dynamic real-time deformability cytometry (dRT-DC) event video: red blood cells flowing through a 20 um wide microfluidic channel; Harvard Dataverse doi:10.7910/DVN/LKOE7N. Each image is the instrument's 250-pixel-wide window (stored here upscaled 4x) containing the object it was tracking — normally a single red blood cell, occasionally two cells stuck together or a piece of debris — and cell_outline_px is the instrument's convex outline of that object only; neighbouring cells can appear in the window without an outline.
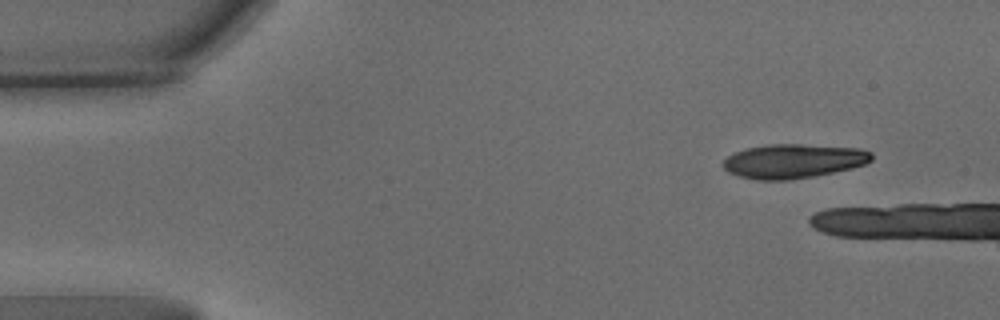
{"species": "common noctule bat (a hibernating species)", "species_latin": "Nyctalus noctula", "temperature_condition": "warm", "stored_images_in_passage": 6, "camera_frame_rate_fps": 3000, "um_per_image_px": 0.085, "animal": {"sex": "male", "body_mass_g": 15.6}, "frame": {"image": 1, "passage_image": 1, "time_ms": 0.0, "image_size_px": [1000, 320], "cell_outline_px": [[872, 160], [864, 164], [852, 168], [812, 176], [788, 180], [760, 180], [740, 176], [728, 172], [720, 164], [728, 156], [744, 148], [768, 144], [800, 144], [860, 148], [872, 152]], "centroid_in_image_um": [67.42, 13.68], "position_along_channel_um": 17.6, "area_um2": 29.54}}